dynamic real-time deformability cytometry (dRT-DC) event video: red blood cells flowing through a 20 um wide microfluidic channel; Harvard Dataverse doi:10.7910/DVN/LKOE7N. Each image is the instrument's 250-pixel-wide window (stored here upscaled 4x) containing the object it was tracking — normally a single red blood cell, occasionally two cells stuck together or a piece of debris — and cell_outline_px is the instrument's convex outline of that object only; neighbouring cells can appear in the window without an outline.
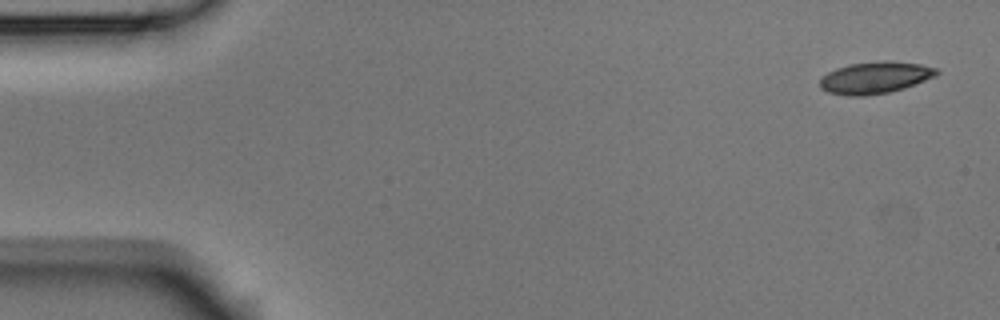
{"species": "Egyptian fruit bat (a non-hibernating species)", "species_latin": "Rousettus aegyptiacus", "temperature_condition": "room temperature", "stored_images_in_passage": 5, "camera_frame_rate_fps": 3000, "um_per_image_px": 0.085, "animal": {"sex": "male"}, "frame": {"image": 1, "passage_image": 1, "time_ms": 0.0, "image_size_px": [1000, 320], "cell_outline_px": [[940, 72], [936, 76], [904, 88], [888, 92], [864, 96], [848, 96], [828, 92], [820, 88], [820, 80], [828, 72], [836, 68], [848, 64], [880, 60], [888, 60], [920, 64], [936, 68]], "centroid_in_image_um": [74.38, 6.59], "position_along_channel_um": 10.6, "area_um2": 21.73}}
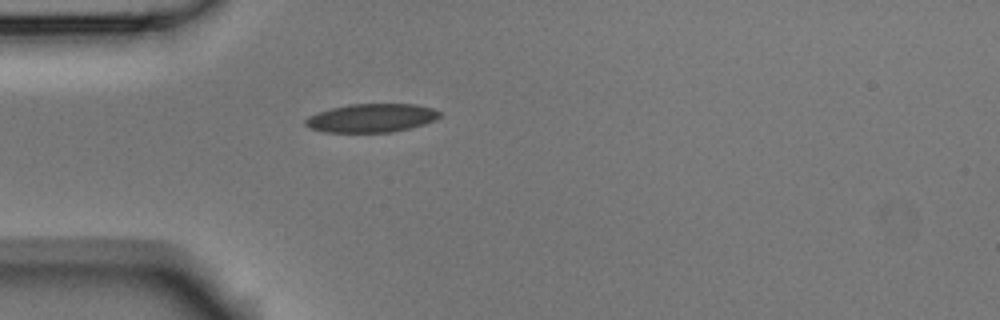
{"frame": {"image": 2, "passage_image": 5, "time_ms": 1.333, "image_size_px": [1000, 320], "cell_outline_px": [[440, 116], [436, 120], [424, 124], [392, 132], [324, 132], [312, 128], [304, 124], [304, 120], [308, 116], [316, 112], [348, 104], [416, 104], [432, 108], [440, 112]], "centroid_in_image_um": [31.56, 10.02], "position_along_channel_um": 53.4, "area_um2": 22.31}}